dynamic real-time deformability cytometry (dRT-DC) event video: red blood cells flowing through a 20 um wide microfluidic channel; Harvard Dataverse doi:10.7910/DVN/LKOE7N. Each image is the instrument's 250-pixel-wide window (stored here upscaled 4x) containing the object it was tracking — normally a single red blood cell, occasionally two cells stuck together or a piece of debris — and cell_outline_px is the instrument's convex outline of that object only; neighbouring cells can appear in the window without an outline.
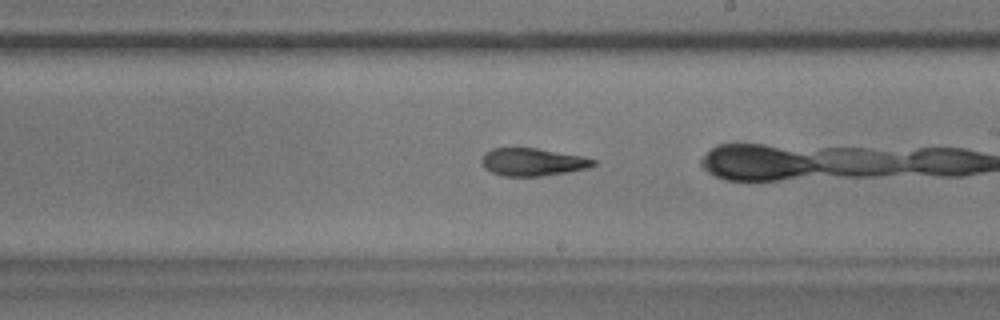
{"species": "common noctule bat (a hibernating species)", "species_latin": "Nyctalus noctula", "temperature_condition": "warm", "stored_images_in_passage": 36, "camera_frame_rate_fps": 3000, "um_per_image_px": 0.085, "animal": {"sex": "male", "body_mass_g": 17.9}, "frame": {"image": 1, "passage_image": 25, "time_ms": 8.0, "image_size_px": [1000, 320], "cell_outline_px": [[596, 164], [588, 168], [568, 172], [540, 176], [504, 176], [492, 172], [484, 168], [480, 160], [484, 152], [492, 148], [536, 148], [580, 156], [596, 160]], "centroid_in_image_um": [45.23, 13.77], "position_along_channel_um": 243.8, "area_um2": 17.98}}